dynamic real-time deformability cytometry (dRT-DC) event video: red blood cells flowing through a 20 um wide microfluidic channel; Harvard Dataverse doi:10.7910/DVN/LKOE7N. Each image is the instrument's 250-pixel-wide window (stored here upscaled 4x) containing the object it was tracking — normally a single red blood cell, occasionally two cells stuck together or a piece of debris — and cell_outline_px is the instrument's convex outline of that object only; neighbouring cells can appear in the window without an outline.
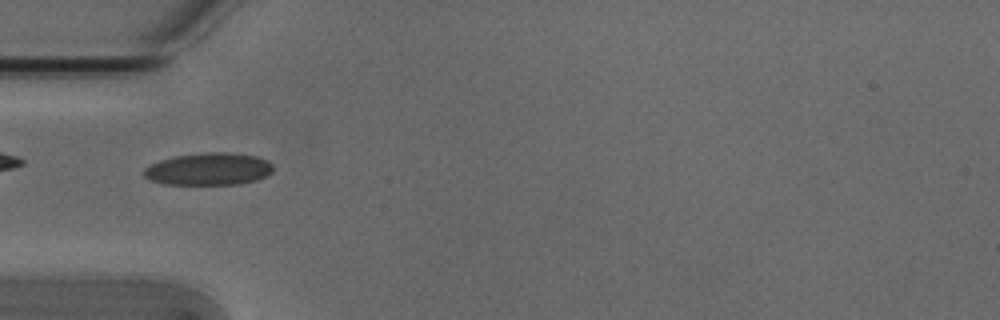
{"species": "Egyptian fruit bat (a non-hibernating species)", "species_latin": "Rousettus aegyptiacus", "temperature_condition": "cold", "stored_images_in_passage": 53, "camera_frame_rate_fps": 3000, "um_per_image_px": 0.085, "animal": {"sex": "male"}, "frame": {"image": 1, "passage_image": 16, "time_ms": 5.0, "image_size_px": [1000, 320], "cell_outline_px": [[272, 172], [256, 180], [240, 184], [164, 184], [152, 180], [144, 176], [144, 168], [160, 160], [176, 156], [208, 152], [228, 152], [256, 156], [268, 160], [272, 164]], "centroid_in_image_um": [17.76, 14.36], "position_along_channel_um": 67.2, "area_um2": 24.16}, "authors_computed_cell_mechanics": {"area_um2": 22.4842, "velocity_mm_per_s": 3.8189, "shape_relaxation_time_tau1_ms": 6.8539, "shape_relaxation_time_tau2_ms": 1.2392, "deformation_change_tau1": 0.1591, "deformation_change_tau2": 0.0629}}